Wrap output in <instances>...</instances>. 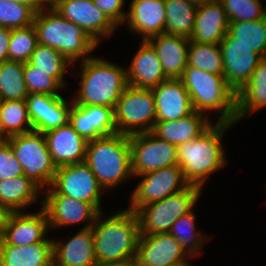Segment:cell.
Segmentation results:
<instances>
[{"mask_svg": "<svg viewBox=\"0 0 266 266\" xmlns=\"http://www.w3.org/2000/svg\"><path fill=\"white\" fill-rule=\"evenodd\" d=\"M49 233L48 216L43 207L34 209V212H12L0 239V245L28 246L45 241L52 235Z\"/></svg>", "mask_w": 266, "mask_h": 266, "instance_id": "obj_17", "label": "cell"}, {"mask_svg": "<svg viewBox=\"0 0 266 266\" xmlns=\"http://www.w3.org/2000/svg\"><path fill=\"white\" fill-rule=\"evenodd\" d=\"M138 46L126 65L128 85L152 89L168 78L154 48L147 41H141Z\"/></svg>", "mask_w": 266, "mask_h": 266, "instance_id": "obj_24", "label": "cell"}, {"mask_svg": "<svg viewBox=\"0 0 266 266\" xmlns=\"http://www.w3.org/2000/svg\"><path fill=\"white\" fill-rule=\"evenodd\" d=\"M93 3L104 12L118 28H122L127 16V10H125L126 0H93Z\"/></svg>", "mask_w": 266, "mask_h": 266, "instance_id": "obj_43", "label": "cell"}, {"mask_svg": "<svg viewBox=\"0 0 266 266\" xmlns=\"http://www.w3.org/2000/svg\"><path fill=\"white\" fill-rule=\"evenodd\" d=\"M162 64L165 76L180 78L187 67L189 39L169 34H159L147 40Z\"/></svg>", "mask_w": 266, "mask_h": 266, "instance_id": "obj_27", "label": "cell"}, {"mask_svg": "<svg viewBox=\"0 0 266 266\" xmlns=\"http://www.w3.org/2000/svg\"><path fill=\"white\" fill-rule=\"evenodd\" d=\"M38 44L37 31L32 24L28 27L12 29L9 41L8 60L28 62Z\"/></svg>", "mask_w": 266, "mask_h": 266, "instance_id": "obj_38", "label": "cell"}, {"mask_svg": "<svg viewBox=\"0 0 266 266\" xmlns=\"http://www.w3.org/2000/svg\"><path fill=\"white\" fill-rule=\"evenodd\" d=\"M223 58V77L228 85L239 92L251 78L263 57L244 43L226 33L219 43Z\"/></svg>", "mask_w": 266, "mask_h": 266, "instance_id": "obj_15", "label": "cell"}, {"mask_svg": "<svg viewBox=\"0 0 266 266\" xmlns=\"http://www.w3.org/2000/svg\"><path fill=\"white\" fill-rule=\"evenodd\" d=\"M43 194L66 195L92 204L99 212L105 211L102 200L107 193L85 162L57 167L53 182Z\"/></svg>", "mask_w": 266, "mask_h": 266, "instance_id": "obj_10", "label": "cell"}, {"mask_svg": "<svg viewBox=\"0 0 266 266\" xmlns=\"http://www.w3.org/2000/svg\"><path fill=\"white\" fill-rule=\"evenodd\" d=\"M104 213L91 226L97 263L135 261L140 236L136 213L128 207Z\"/></svg>", "mask_w": 266, "mask_h": 266, "instance_id": "obj_2", "label": "cell"}, {"mask_svg": "<svg viewBox=\"0 0 266 266\" xmlns=\"http://www.w3.org/2000/svg\"><path fill=\"white\" fill-rule=\"evenodd\" d=\"M48 150L57 167L85 162L88 141L68 123L44 133Z\"/></svg>", "mask_w": 266, "mask_h": 266, "instance_id": "obj_23", "label": "cell"}, {"mask_svg": "<svg viewBox=\"0 0 266 266\" xmlns=\"http://www.w3.org/2000/svg\"><path fill=\"white\" fill-rule=\"evenodd\" d=\"M266 108V61L262 59L251 78L236 93V125Z\"/></svg>", "mask_w": 266, "mask_h": 266, "instance_id": "obj_29", "label": "cell"}, {"mask_svg": "<svg viewBox=\"0 0 266 266\" xmlns=\"http://www.w3.org/2000/svg\"><path fill=\"white\" fill-rule=\"evenodd\" d=\"M139 182L130 194L128 208L136 212L140 207L148 205L186 189L190 184L186 181L179 165H172L153 170L135 177Z\"/></svg>", "mask_w": 266, "mask_h": 266, "instance_id": "obj_11", "label": "cell"}, {"mask_svg": "<svg viewBox=\"0 0 266 266\" xmlns=\"http://www.w3.org/2000/svg\"><path fill=\"white\" fill-rule=\"evenodd\" d=\"M36 12L29 6L17 2L0 0V26L17 29L34 23Z\"/></svg>", "mask_w": 266, "mask_h": 266, "instance_id": "obj_41", "label": "cell"}, {"mask_svg": "<svg viewBox=\"0 0 266 266\" xmlns=\"http://www.w3.org/2000/svg\"><path fill=\"white\" fill-rule=\"evenodd\" d=\"M195 111L216 122L236 124V93L221 75L188 66L180 77ZM211 113V115L209 114Z\"/></svg>", "mask_w": 266, "mask_h": 266, "instance_id": "obj_5", "label": "cell"}, {"mask_svg": "<svg viewBox=\"0 0 266 266\" xmlns=\"http://www.w3.org/2000/svg\"><path fill=\"white\" fill-rule=\"evenodd\" d=\"M25 101L34 131L45 133L69 123L71 98L29 93Z\"/></svg>", "mask_w": 266, "mask_h": 266, "instance_id": "obj_18", "label": "cell"}, {"mask_svg": "<svg viewBox=\"0 0 266 266\" xmlns=\"http://www.w3.org/2000/svg\"><path fill=\"white\" fill-rule=\"evenodd\" d=\"M190 1H193L196 4H201V3H203L204 1H207V0H190Z\"/></svg>", "mask_w": 266, "mask_h": 266, "instance_id": "obj_49", "label": "cell"}, {"mask_svg": "<svg viewBox=\"0 0 266 266\" xmlns=\"http://www.w3.org/2000/svg\"><path fill=\"white\" fill-rule=\"evenodd\" d=\"M152 91L156 121L178 120L194 111L190 95L180 78H168L152 88Z\"/></svg>", "mask_w": 266, "mask_h": 266, "instance_id": "obj_22", "label": "cell"}, {"mask_svg": "<svg viewBox=\"0 0 266 266\" xmlns=\"http://www.w3.org/2000/svg\"><path fill=\"white\" fill-rule=\"evenodd\" d=\"M53 238V266H95V244L91 227L79 229L69 240Z\"/></svg>", "mask_w": 266, "mask_h": 266, "instance_id": "obj_21", "label": "cell"}, {"mask_svg": "<svg viewBox=\"0 0 266 266\" xmlns=\"http://www.w3.org/2000/svg\"><path fill=\"white\" fill-rule=\"evenodd\" d=\"M236 124L215 122L200 136L177 147V161L190 185L204 190L210 177L229 164L224 136ZM213 174V175H212ZM211 175V176H210ZM208 180V181H207Z\"/></svg>", "mask_w": 266, "mask_h": 266, "instance_id": "obj_1", "label": "cell"}, {"mask_svg": "<svg viewBox=\"0 0 266 266\" xmlns=\"http://www.w3.org/2000/svg\"><path fill=\"white\" fill-rule=\"evenodd\" d=\"M131 146L132 176L178 165L177 146L159 139L152 132L129 135Z\"/></svg>", "mask_w": 266, "mask_h": 266, "instance_id": "obj_12", "label": "cell"}, {"mask_svg": "<svg viewBox=\"0 0 266 266\" xmlns=\"http://www.w3.org/2000/svg\"><path fill=\"white\" fill-rule=\"evenodd\" d=\"M229 19L219 0L198 4L189 42L219 44L228 32Z\"/></svg>", "mask_w": 266, "mask_h": 266, "instance_id": "obj_25", "label": "cell"}, {"mask_svg": "<svg viewBox=\"0 0 266 266\" xmlns=\"http://www.w3.org/2000/svg\"><path fill=\"white\" fill-rule=\"evenodd\" d=\"M42 207L48 216L51 233L81 223L84 225L80 229L89 228L100 213L92 204L60 194H44Z\"/></svg>", "mask_w": 266, "mask_h": 266, "instance_id": "obj_14", "label": "cell"}, {"mask_svg": "<svg viewBox=\"0 0 266 266\" xmlns=\"http://www.w3.org/2000/svg\"><path fill=\"white\" fill-rule=\"evenodd\" d=\"M28 63L47 72V75L54 77L65 89L70 86L66 76L72 74L70 69L75 66L56 49L38 43Z\"/></svg>", "mask_w": 266, "mask_h": 266, "instance_id": "obj_33", "label": "cell"}, {"mask_svg": "<svg viewBox=\"0 0 266 266\" xmlns=\"http://www.w3.org/2000/svg\"><path fill=\"white\" fill-rule=\"evenodd\" d=\"M12 214V211L4 205L0 204V239L4 234L8 220Z\"/></svg>", "mask_w": 266, "mask_h": 266, "instance_id": "obj_46", "label": "cell"}, {"mask_svg": "<svg viewBox=\"0 0 266 266\" xmlns=\"http://www.w3.org/2000/svg\"><path fill=\"white\" fill-rule=\"evenodd\" d=\"M0 124L7 136L27 133L33 130L25 100H2Z\"/></svg>", "mask_w": 266, "mask_h": 266, "instance_id": "obj_35", "label": "cell"}, {"mask_svg": "<svg viewBox=\"0 0 266 266\" xmlns=\"http://www.w3.org/2000/svg\"><path fill=\"white\" fill-rule=\"evenodd\" d=\"M124 30L138 36L140 40L164 33L166 8L164 0H131L128 3ZM142 37V39H141Z\"/></svg>", "mask_w": 266, "mask_h": 266, "instance_id": "obj_19", "label": "cell"}, {"mask_svg": "<svg viewBox=\"0 0 266 266\" xmlns=\"http://www.w3.org/2000/svg\"><path fill=\"white\" fill-rule=\"evenodd\" d=\"M215 121L207 115L193 111L191 114L171 121H156L152 133L177 147L195 139Z\"/></svg>", "mask_w": 266, "mask_h": 266, "instance_id": "obj_26", "label": "cell"}, {"mask_svg": "<svg viewBox=\"0 0 266 266\" xmlns=\"http://www.w3.org/2000/svg\"><path fill=\"white\" fill-rule=\"evenodd\" d=\"M95 266H137L136 261H126L118 263H97Z\"/></svg>", "mask_w": 266, "mask_h": 266, "instance_id": "obj_47", "label": "cell"}, {"mask_svg": "<svg viewBox=\"0 0 266 266\" xmlns=\"http://www.w3.org/2000/svg\"><path fill=\"white\" fill-rule=\"evenodd\" d=\"M21 175H24L22 166L16 159L10 144L7 141L0 142V180Z\"/></svg>", "mask_w": 266, "mask_h": 266, "instance_id": "obj_42", "label": "cell"}, {"mask_svg": "<svg viewBox=\"0 0 266 266\" xmlns=\"http://www.w3.org/2000/svg\"><path fill=\"white\" fill-rule=\"evenodd\" d=\"M202 192L201 187L189 185L162 200L140 207L135 212L140 235L168 233L177 219L197 208Z\"/></svg>", "mask_w": 266, "mask_h": 266, "instance_id": "obj_7", "label": "cell"}, {"mask_svg": "<svg viewBox=\"0 0 266 266\" xmlns=\"http://www.w3.org/2000/svg\"><path fill=\"white\" fill-rule=\"evenodd\" d=\"M23 74L28 93L61 96L64 95L62 91H66L54 77L47 75V72L38 70L28 62L24 63Z\"/></svg>", "mask_w": 266, "mask_h": 266, "instance_id": "obj_40", "label": "cell"}, {"mask_svg": "<svg viewBox=\"0 0 266 266\" xmlns=\"http://www.w3.org/2000/svg\"><path fill=\"white\" fill-rule=\"evenodd\" d=\"M25 4L31 7L36 13L49 5V0H7Z\"/></svg>", "mask_w": 266, "mask_h": 266, "instance_id": "obj_45", "label": "cell"}, {"mask_svg": "<svg viewBox=\"0 0 266 266\" xmlns=\"http://www.w3.org/2000/svg\"><path fill=\"white\" fill-rule=\"evenodd\" d=\"M166 21L164 33L190 38L198 4L190 0H164Z\"/></svg>", "mask_w": 266, "mask_h": 266, "instance_id": "obj_32", "label": "cell"}, {"mask_svg": "<svg viewBox=\"0 0 266 266\" xmlns=\"http://www.w3.org/2000/svg\"><path fill=\"white\" fill-rule=\"evenodd\" d=\"M69 123L87 141L117 133L113 107L72 102Z\"/></svg>", "mask_w": 266, "mask_h": 266, "instance_id": "obj_20", "label": "cell"}, {"mask_svg": "<svg viewBox=\"0 0 266 266\" xmlns=\"http://www.w3.org/2000/svg\"><path fill=\"white\" fill-rule=\"evenodd\" d=\"M24 175L42 191L49 188L54 180L57 166L53 163L44 133L30 131L6 139Z\"/></svg>", "mask_w": 266, "mask_h": 266, "instance_id": "obj_8", "label": "cell"}, {"mask_svg": "<svg viewBox=\"0 0 266 266\" xmlns=\"http://www.w3.org/2000/svg\"><path fill=\"white\" fill-rule=\"evenodd\" d=\"M33 25L38 43L56 49L73 65L93 57V51L100 46L86 31L50 5L36 13Z\"/></svg>", "mask_w": 266, "mask_h": 266, "instance_id": "obj_6", "label": "cell"}, {"mask_svg": "<svg viewBox=\"0 0 266 266\" xmlns=\"http://www.w3.org/2000/svg\"><path fill=\"white\" fill-rule=\"evenodd\" d=\"M0 266H53V238L22 247L0 245Z\"/></svg>", "mask_w": 266, "mask_h": 266, "instance_id": "obj_30", "label": "cell"}, {"mask_svg": "<svg viewBox=\"0 0 266 266\" xmlns=\"http://www.w3.org/2000/svg\"><path fill=\"white\" fill-rule=\"evenodd\" d=\"M11 33L12 29L0 26V63L8 61Z\"/></svg>", "mask_w": 266, "mask_h": 266, "instance_id": "obj_44", "label": "cell"}, {"mask_svg": "<svg viewBox=\"0 0 266 266\" xmlns=\"http://www.w3.org/2000/svg\"><path fill=\"white\" fill-rule=\"evenodd\" d=\"M23 71V62L8 60L0 63V98L2 100L26 99L29 93Z\"/></svg>", "mask_w": 266, "mask_h": 266, "instance_id": "obj_34", "label": "cell"}, {"mask_svg": "<svg viewBox=\"0 0 266 266\" xmlns=\"http://www.w3.org/2000/svg\"><path fill=\"white\" fill-rule=\"evenodd\" d=\"M49 5L68 21L81 27L99 45L115 35L119 28L93 0H49ZM105 40V41H104Z\"/></svg>", "mask_w": 266, "mask_h": 266, "instance_id": "obj_13", "label": "cell"}, {"mask_svg": "<svg viewBox=\"0 0 266 266\" xmlns=\"http://www.w3.org/2000/svg\"><path fill=\"white\" fill-rule=\"evenodd\" d=\"M85 163L107 195L116 192L133 179L129 136L116 133L88 141Z\"/></svg>", "mask_w": 266, "mask_h": 266, "instance_id": "obj_4", "label": "cell"}, {"mask_svg": "<svg viewBox=\"0 0 266 266\" xmlns=\"http://www.w3.org/2000/svg\"><path fill=\"white\" fill-rule=\"evenodd\" d=\"M42 193L25 175L0 180V204L7 206L12 212L29 211L37 203L42 207Z\"/></svg>", "mask_w": 266, "mask_h": 266, "instance_id": "obj_28", "label": "cell"}, {"mask_svg": "<svg viewBox=\"0 0 266 266\" xmlns=\"http://www.w3.org/2000/svg\"><path fill=\"white\" fill-rule=\"evenodd\" d=\"M197 224L193 210L177 219L168 232L181 244L182 249L192 260L204 253V245L212 239L211 234L208 236L201 232Z\"/></svg>", "mask_w": 266, "mask_h": 266, "instance_id": "obj_31", "label": "cell"}, {"mask_svg": "<svg viewBox=\"0 0 266 266\" xmlns=\"http://www.w3.org/2000/svg\"><path fill=\"white\" fill-rule=\"evenodd\" d=\"M227 33L262 57L266 54V15L255 21L229 22Z\"/></svg>", "mask_w": 266, "mask_h": 266, "instance_id": "obj_36", "label": "cell"}, {"mask_svg": "<svg viewBox=\"0 0 266 266\" xmlns=\"http://www.w3.org/2000/svg\"><path fill=\"white\" fill-rule=\"evenodd\" d=\"M137 266H173L190 264L191 258L169 233L140 235L136 256Z\"/></svg>", "mask_w": 266, "mask_h": 266, "instance_id": "obj_16", "label": "cell"}, {"mask_svg": "<svg viewBox=\"0 0 266 266\" xmlns=\"http://www.w3.org/2000/svg\"><path fill=\"white\" fill-rule=\"evenodd\" d=\"M8 137L3 133L1 124H0V142L6 141Z\"/></svg>", "mask_w": 266, "mask_h": 266, "instance_id": "obj_48", "label": "cell"}, {"mask_svg": "<svg viewBox=\"0 0 266 266\" xmlns=\"http://www.w3.org/2000/svg\"><path fill=\"white\" fill-rule=\"evenodd\" d=\"M173 266H193L192 264H178V265H173Z\"/></svg>", "mask_w": 266, "mask_h": 266, "instance_id": "obj_50", "label": "cell"}, {"mask_svg": "<svg viewBox=\"0 0 266 266\" xmlns=\"http://www.w3.org/2000/svg\"><path fill=\"white\" fill-rule=\"evenodd\" d=\"M229 19L235 21H255L266 15L264 0H219Z\"/></svg>", "mask_w": 266, "mask_h": 266, "instance_id": "obj_39", "label": "cell"}, {"mask_svg": "<svg viewBox=\"0 0 266 266\" xmlns=\"http://www.w3.org/2000/svg\"><path fill=\"white\" fill-rule=\"evenodd\" d=\"M117 133L132 135L152 132L156 106L152 89L128 85L114 108Z\"/></svg>", "mask_w": 266, "mask_h": 266, "instance_id": "obj_9", "label": "cell"}, {"mask_svg": "<svg viewBox=\"0 0 266 266\" xmlns=\"http://www.w3.org/2000/svg\"><path fill=\"white\" fill-rule=\"evenodd\" d=\"M187 65L223 76V58L219 44L189 42Z\"/></svg>", "mask_w": 266, "mask_h": 266, "instance_id": "obj_37", "label": "cell"}, {"mask_svg": "<svg viewBox=\"0 0 266 266\" xmlns=\"http://www.w3.org/2000/svg\"><path fill=\"white\" fill-rule=\"evenodd\" d=\"M71 70L79 78L72 102L78 105H100L115 108L122 92L128 86L126 66L95 55L78 63ZM79 75L76 77L74 74Z\"/></svg>", "mask_w": 266, "mask_h": 266, "instance_id": "obj_3", "label": "cell"}]
</instances>
